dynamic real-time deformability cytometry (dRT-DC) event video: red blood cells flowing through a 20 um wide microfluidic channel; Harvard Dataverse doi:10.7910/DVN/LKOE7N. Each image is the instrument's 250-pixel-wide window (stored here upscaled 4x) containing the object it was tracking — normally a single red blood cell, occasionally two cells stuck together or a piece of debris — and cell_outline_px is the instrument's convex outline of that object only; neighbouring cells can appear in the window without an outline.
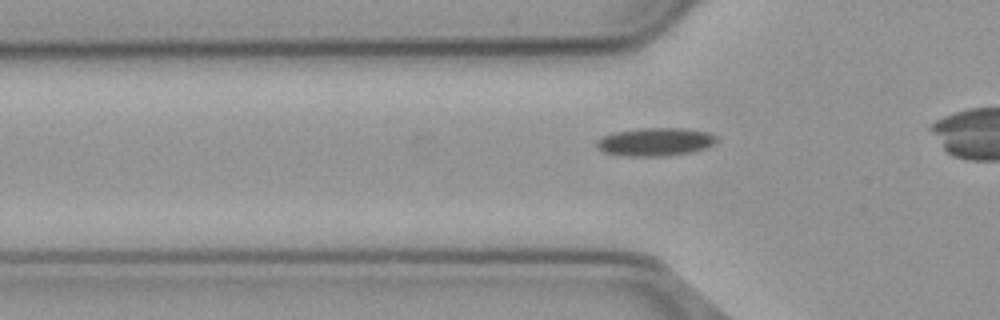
{"species": "common noctule bat (a hibernating species)", "species_latin": "Nyctalus noctula", "temperature_condition": "cold", "stored_images_in_passage": 34, "camera_frame_rate_fps": 3000, "um_per_image_px": 0.085, "animal": {"sex": "male", "body_mass_g": 23.1, "forearm_length_mm": 52.7}, "frame": {"image": 1, "passage_image": 8, "time_ms": 2.333, "image_size_px": [1000, 320], "cell_outline_px": [[716, 140], [712, 144], [704, 148], [688, 152], [660, 156], [628, 156], [604, 152], [596, 148], [596, 140], [604, 136], [616, 132], [640, 128], [684, 128], [708, 132], [716, 136]], "centroid_in_image_um": [55.66, 12.05], "position_along_channel_um": 70.1, "area_um2": 19.36}}
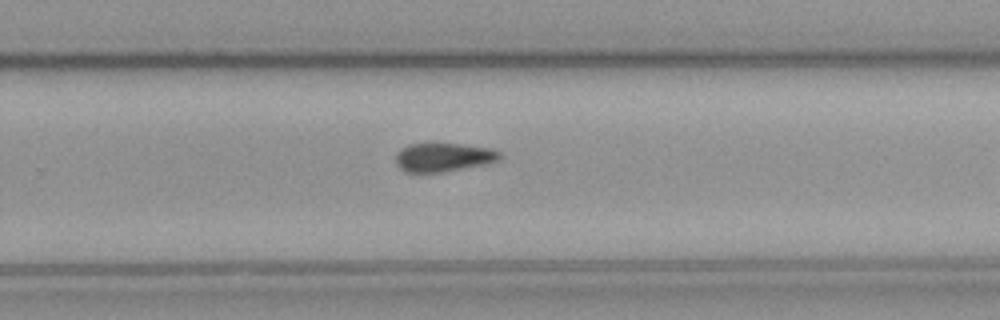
{"frame": {"image": 2, "passage_image": 26, "time_ms": 8.333, "image_size_px": [1000, 320], "cell_outline_px": [[504, 156], [500, 160], [484, 164], [440, 172], [404, 172], [396, 164], [396, 152], [400, 148], [408, 144], [460, 144], [492, 148], [500, 152]], "centroid_in_image_um": [37.69, 13.36], "position_along_channel_um": 292.1, "area_um2": 17.4}}
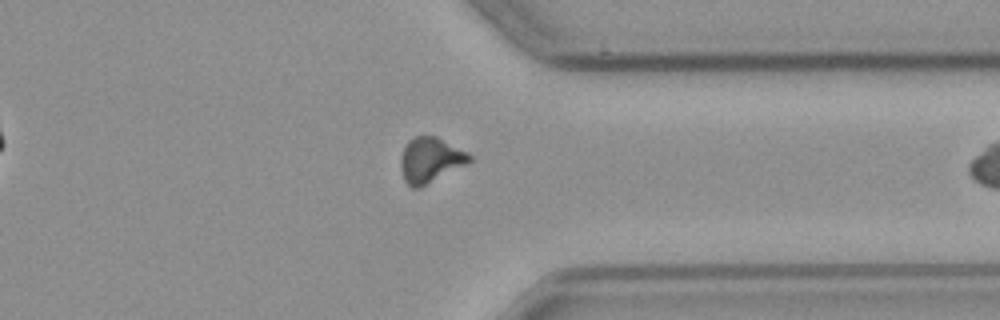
{"frame": {"image": 3, "passage_image": 33, "time_ms": 10.667, "image_size_px": [1000, 320], "cell_outline_px": [[472, 160], [420, 188], [412, 188], [404, 180], [400, 168], [400, 160], [404, 148], [408, 140], [416, 136], [436, 136], [468, 152], [472, 156]], "centroid_in_image_um": [36.55, 13.59], "position_along_channel_um": 374.8, "area_um2": 17.92}}